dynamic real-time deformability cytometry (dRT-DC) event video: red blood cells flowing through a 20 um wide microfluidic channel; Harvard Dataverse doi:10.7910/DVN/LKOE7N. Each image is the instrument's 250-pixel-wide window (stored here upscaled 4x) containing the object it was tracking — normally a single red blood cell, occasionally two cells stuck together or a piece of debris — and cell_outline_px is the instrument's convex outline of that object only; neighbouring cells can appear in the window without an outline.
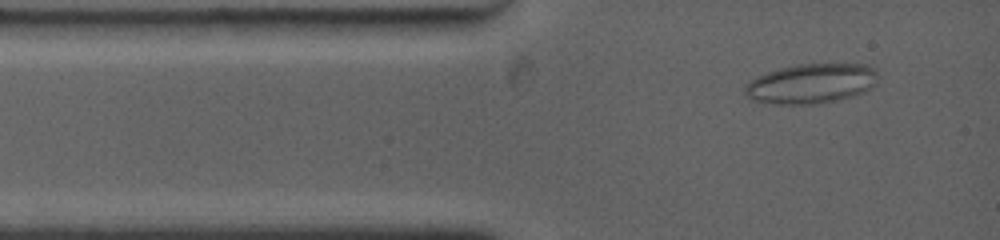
{"species": "common noctule bat (a hibernating species)", "species_latin": "Nyctalus noctula", "temperature_condition": "warm", "stored_images_in_passage": 8, "camera_frame_rate_fps": 4500, "um_per_image_px": 0.085, "animal": {"sex": "female", "body_mass_g": 19.0, "forearm_length_mm": 53.3}, "frame": {"image": 1, "passage_image": 2, "time_ms": 0.667, "image_size_px": [1000, 240], "cell_outline_px": [[880, 76], [872, 88], [864, 92], [852, 96], [836, 100], [816, 104], [772, 104], [752, 100], [744, 92], [744, 88], [756, 76], [780, 68], [800, 64], [868, 64], [876, 68]], "centroid_in_image_um": [69.01, 7.1], "position_along_channel_um": 16.0, "area_um2": 31.04}}
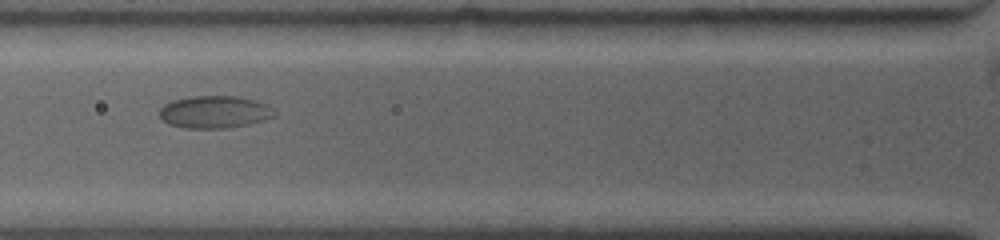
{"frame": {"image": 2, "passage_image": 7, "time_ms": 4.0, "image_size_px": [1000, 240], "cell_outline_px": [[272, 116], [260, 120], [244, 124], [220, 128], [188, 128], [168, 124], [160, 116], [160, 108], [164, 104], [176, 100], [192, 96], [236, 96], [256, 100], [268, 104], [272, 108]], "centroid_in_image_um": [18.19, 9.5], "position_along_channel_um": 107.6, "area_um2": 21.1}}
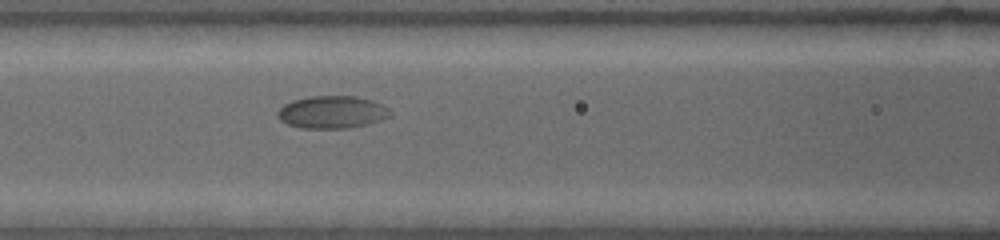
{"frame": {"image": 3, "passage_image": 8, "time_ms": 4.889, "image_size_px": [1000, 240], "cell_outline_px": [[388, 116], [364, 124], [348, 128], [300, 128], [288, 124], [280, 120], [280, 108], [284, 104], [292, 100], [308, 96], [356, 96], [372, 100], [388, 108]], "centroid_in_image_um": [28.17, 9.51], "position_along_channel_um": 138.4, "area_um2": 20.81}}